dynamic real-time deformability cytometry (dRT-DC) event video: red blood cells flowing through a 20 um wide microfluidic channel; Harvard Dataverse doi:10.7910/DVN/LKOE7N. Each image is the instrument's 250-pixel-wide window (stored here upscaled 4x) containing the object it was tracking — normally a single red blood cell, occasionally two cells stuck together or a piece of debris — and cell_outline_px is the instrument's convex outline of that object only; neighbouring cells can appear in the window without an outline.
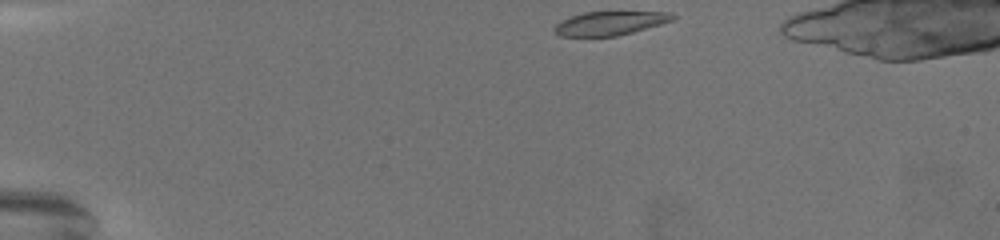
{"species": "common noctule bat (a hibernating species)", "species_latin": "Nyctalus noctula", "temperature_condition": "warm", "stored_images_in_passage": 48, "camera_frame_rate_fps": 3000, "um_per_image_px": 0.085, "animal": {"sex": "female", "body_mass_g": 19.5, "forearm_length_mm": 54.1}, "frame": {"image": 1, "passage_image": 1, "time_ms": 0.0, "image_size_px": [1000, 240], "cell_outline_px": [[676, 16], [672, 20], [660, 24], [632, 32], [616, 36], [560, 36], [556, 32], [556, 24], [572, 16], [584, 12], [668, 12]], "centroid_in_image_um": [51.86, 1.97], "position_along_channel_um": 33.1, "area_um2": 15.95}}
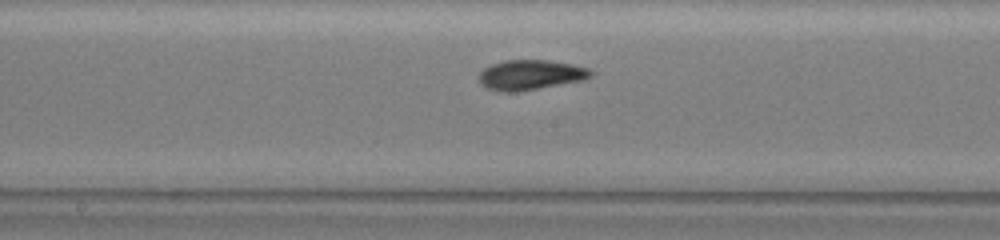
{"frame": {"image": 2, "passage_image": 26, "time_ms": 8.333, "image_size_px": [1000, 240], "cell_outline_px": [[596, 72], [592, 76], [584, 80], [516, 92], [500, 92], [488, 88], [480, 84], [480, 72], [484, 68], [492, 64], [504, 60], [548, 60], [572, 64], [592, 68]], "centroid_in_image_um": [45.15, 6.36], "position_along_channel_um": 203.1, "area_um2": 19.71}}
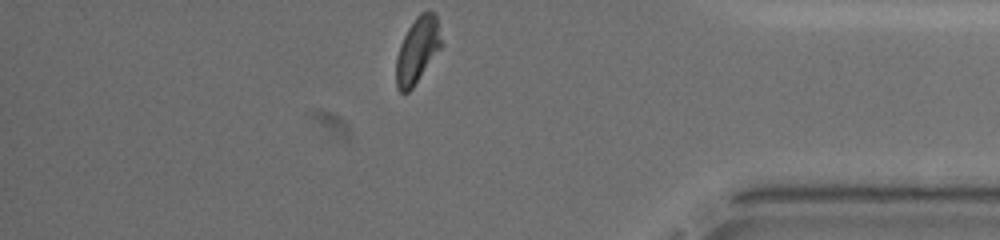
{"frame": {"image": 3, "passage_image": 48, "time_ms": 15.667, "image_size_px": [1000, 240], "cell_outline_px": [[444, 44], [412, 88], [408, 92], [400, 92], [396, 88], [396, 56], [400, 44], [408, 28], [416, 16], [420, 12], [436, 12]], "centroid_in_image_um": [35.5, 4.24], "position_along_channel_um": 399.7, "area_um2": 17.57}, "authors_computed_cell_mechanics": {"area_um2": 18.5249, "velocity_mm_per_s": 2.9972, "shape_relaxation_time_tau1_ms": 4.7, "shape_relaxation_time_tau2_ms": 2.6634, "deformation_change_tau1": 0.1592, "deformation_change_tau2": 0.0821}}